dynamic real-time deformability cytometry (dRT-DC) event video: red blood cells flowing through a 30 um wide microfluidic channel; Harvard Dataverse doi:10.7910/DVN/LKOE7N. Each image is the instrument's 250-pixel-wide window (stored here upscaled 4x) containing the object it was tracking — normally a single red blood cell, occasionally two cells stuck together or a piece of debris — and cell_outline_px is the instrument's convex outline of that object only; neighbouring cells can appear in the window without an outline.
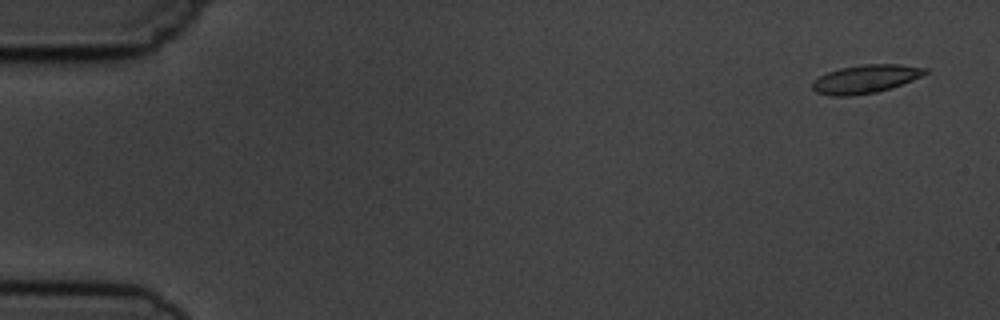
{"species": "common noctule bat (a hibernating species)", "species_latin": "Nyctalus noctula", "temperature_condition": "cold", "stored_images_in_passage": 4, "camera_frame_rate_fps": 3000, "um_per_image_px": 0.085, "animal": {"sex": "male", "body_mass_g": 19.5, "forearm_length_mm": 54.6}, "frame": {"image": 1, "passage_image": 1, "time_ms": 0.0, "image_size_px": [1000, 320], "cell_outline_px": [[928, 72], [912, 80], [892, 88], [876, 92], [848, 96], [832, 96], [816, 92], [812, 88], [812, 80], [828, 72], [840, 68], [864, 64], [900, 64], [928, 68]], "centroid_in_image_um": [73.56, 6.71], "position_along_channel_um": 11.4, "area_um2": 18.61}}